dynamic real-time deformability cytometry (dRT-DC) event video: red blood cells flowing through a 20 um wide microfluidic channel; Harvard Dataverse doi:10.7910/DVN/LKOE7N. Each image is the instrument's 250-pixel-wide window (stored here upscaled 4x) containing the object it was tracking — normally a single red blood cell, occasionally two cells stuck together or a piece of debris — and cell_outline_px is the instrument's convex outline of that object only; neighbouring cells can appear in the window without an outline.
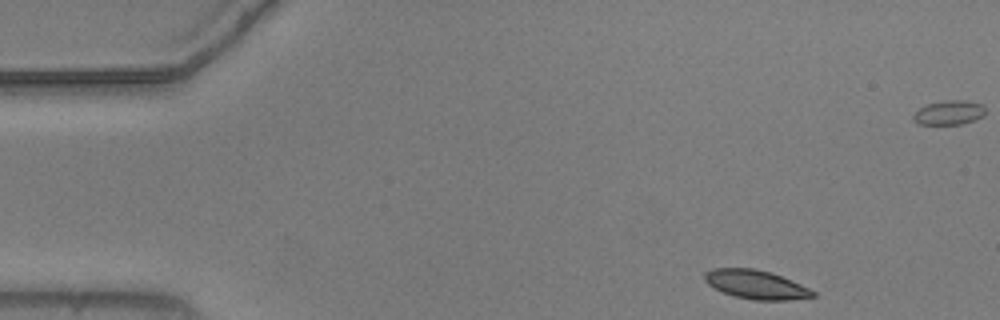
{"species": "common noctule bat (a hibernating species)", "species_latin": "Nyctalus noctula", "temperature_condition": "warm", "stored_images_in_passage": 50, "camera_frame_rate_fps": 3000, "um_per_image_px": 0.085, "animal": {"sex": "male", "body_mass_g": 20.5, "forearm_length_mm": 52.5}, "frame": {"image": 1, "passage_image": 1, "time_ms": 0.0, "image_size_px": [1000, 320], "cell_outline_px": [[816, 296], [788, 300], [756, 300], [732, 296], [708, 284], [704, 280], [704, 272], [712, 268], [752, 268], [768, 272], [792, 280], [816, 292]], "centroid_in_image_um": [64.24, 24.18], "position_along_channel_um": 20.8, "area_um2": 18.03}}
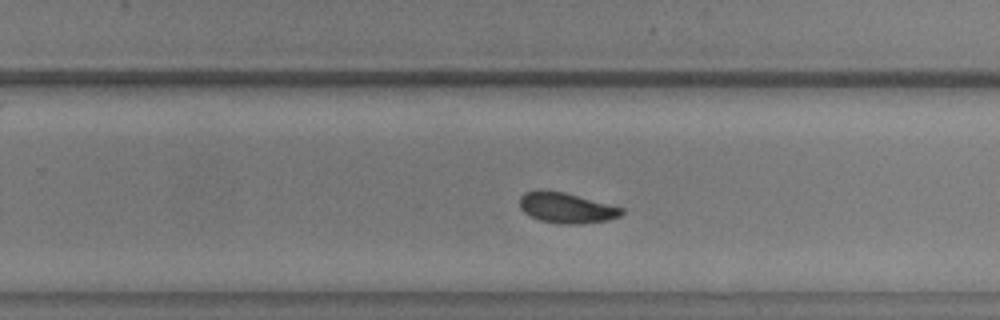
{"frame": {"image": 2, "passage_image": 29, "time_ms": 9.333, "image_size_px": [1000, 320], "cell_outline_px": [[624, 212], [620, 216], [608, 220], [584, 224], [556, 224], [540, 220], [524, 212], [520, 208], [520, 196], [524, 192], [536, 188], [544, 188], [564, 192], [624, 208]], "centroid_in_image_um": [48.11, 17.65], "position_along_channel_um": 281.7, "area_um2": 18.5}}
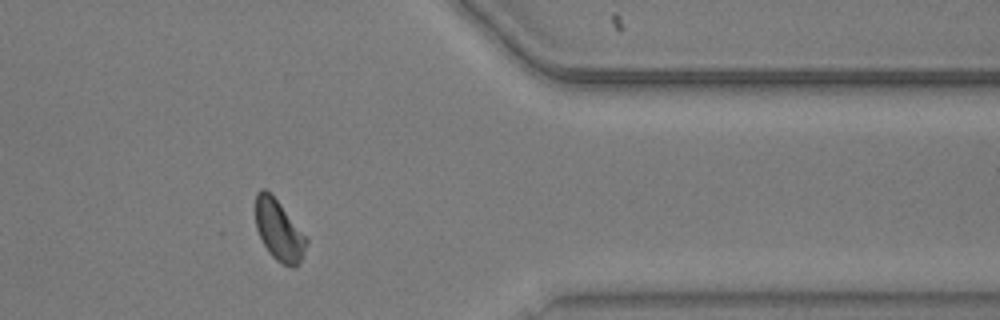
{"frame": {"image": 3, "passage_image": 39, "time_ms": 12.667, "image_size_px": [1000, 320], "cell_outline_px": [[308, 244], [296, 268], [292, 268], [280, 264], [272, 256], [264, 244], [256, 228], [256, 192], [260, 188], [264, 188], [280, 204], [308, 236]], "centroid_in_image_um": [23.74, 19.61], "position_along_channel_um": 387.7, "area_um2": 18.03}, "authors_computed_cell_mechanics": {"area_um2": 18.3515, "velocity_mm_per_s": 3.6983, "shape_relaxation_time_tau1_ms": 4.1692, "shape_relaxation_time_tau2_ms": 1.7202, "deformation_change_tau1": 0.1415, "deformation_change_tau2": 0.0687}}